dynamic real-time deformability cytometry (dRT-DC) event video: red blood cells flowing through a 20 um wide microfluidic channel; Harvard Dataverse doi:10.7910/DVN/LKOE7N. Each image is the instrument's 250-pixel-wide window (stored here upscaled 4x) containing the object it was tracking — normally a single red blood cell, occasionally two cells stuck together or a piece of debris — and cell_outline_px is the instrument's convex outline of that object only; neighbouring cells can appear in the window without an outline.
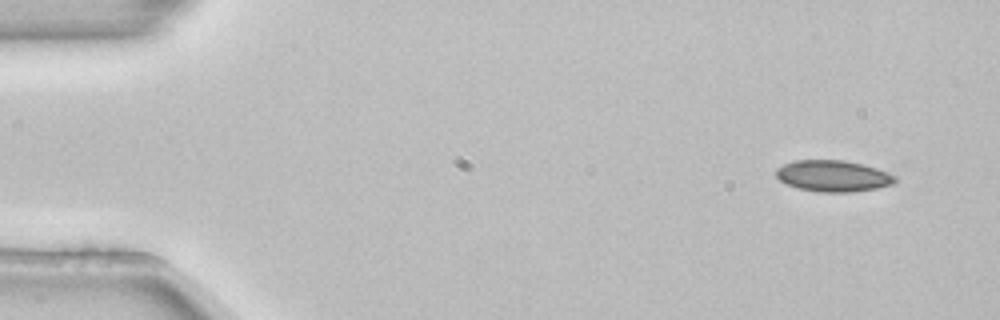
{"species": "common noctule bat (a hibernating species)", "species_latin": "Nyctalus noctula", "temperature_condition": "room temperature", "stored_images_in_passage": 3, "camera_frame_rate_fps": 3000, "um_per_image_px": 0.085, "animal": {"sex": "female", "body_mass_g": 22.7, "forearm_length_mm": 54.2}, "frame": {"image": 1, "passage_image": 1, "time_ms": 0.0, "image_size_px": [1000, 320], "cell_outline_px": [[896, 180], [892, 184], [876, 188], [852, 192], [820, 192], [796, 188], [780, 180], [776, 176], [776, 168], [784, 164], [796, 160], [844, 160], [876, 168], [888, 172], [896, 176]], "centroid_in_image_um": [70.8, 14.96], "position_along_channel_um": 14.2, "area_um2": 21.62}}
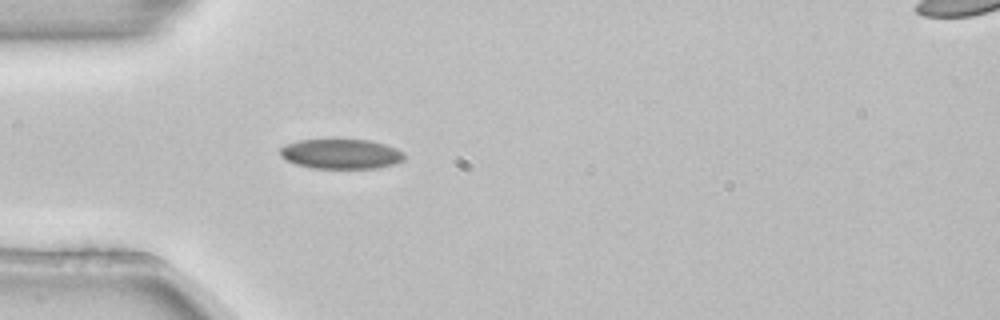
{"frame": {"image": 2, "passage_image": 3, "time_ms": 0.667, "image_size_px": [1000, 320], "cell_outline_px": [[404, 160], [396, 164], [376, 168], [312, 168], [296, 164], [280, 156], [280, 148], [284, 144], [296, 140], [332, 136], [336, 136], [368, 140], [384, 144], [396, 148], [404, 152]], "centroid_in_image_um": [28.95, 13.02], "position_along_channel_um": 56.0, "area_um2": 22.72}}